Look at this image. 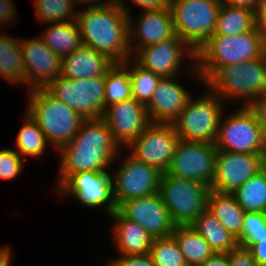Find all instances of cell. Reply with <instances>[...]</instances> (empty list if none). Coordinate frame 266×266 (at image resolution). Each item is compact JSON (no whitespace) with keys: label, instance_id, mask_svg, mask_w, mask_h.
Returning a JSON list of instances; mask_svg holds the SVG:
<instances>
[{"label":"cell","instance_id":"74e56055","mask_svg":"<svg viewBox=\"0 0 266 266\" xmlns=\"http://www.w3.org/2000/svg\"><path fill=\"white\" fill-rule=\"evenodd\" d=\"M107 262L108 266H155L150 253L118 256Z\"/></svg>","mask_w":266,"mask_h":266},{"label":"cell","instance_id":"7c38bea8","mask_svg":"<svg viewBox=\"0 0 266 266\" xmlns=\"http://www.w3.org/2000/svg\"><path fill=\"white\" fill-rule=\"evenodd\" d=\"M179 140L172 123H150L127 148L137 160L165 173Z\"/></svg>","mask_w":266,"mask_h":266},{"label":"cell","instance_id":"603a6c76","mask_svg":"<svg viewBox=\"0 0 266 266\" xmlns=\"http://www.w3.org/2000/svg\"><path fill=\"white\" fill-rule=\"evenodd\" d=\"M113 225V243L120 256L150 253L153 238L138 223L124 217L118 210L110 215Z\"/></svg>","mask_w":266,"mask_h":266},{"label":"cell","instance_id":"1f68e13d","mask_svg":"<svg viewBox=\"0 0 266 266\" xmlns=\"http://www.w3.org/2000/svg\"><path fill=\"white\" fill-rule=\"evenodd\" d=\"M132 59L134 58H129L123 63L129 70L132 98L147 106L161 76L142 68Z\"/></svg>","mask_w":266,"mask_h":266},{"label":"cell","instance_id":"b9f144b4","mask_svg":"<svg viewBox=\"0 0 266 266\" xmlns=\"http://www.w3.org/2000/svg\"><path fill=\"white\" fill-rule=\"evenodd\" d=\"M249 107L255 112L258 122L266 136V94L255 99Z\"/></svg>","mask_w":266,"mask_h":266},{"label":"cell","instance_id":"e0dca14e","mask_svg":"<svg viewBox=\"0 0 266 266\" xmlns=\"http://www.w3.org/2000/svg\"><path fill=\"white\" fill-rule=\"evenodd\" d=\"M25 85L28 90L46 88L61 74L62 58L54 53L40 37L20 38Z\"/></svg>","mask_w":266,"mask_h":266},{"label":"cell","instance_id":"5b68a950","mask_svg":"<svg viewBox=\"0 0 266 266\" xmlns=\"http://www.w3.org/2000/svg\"><path fill=\"white\" fill-rule=\"evenodd\" d=\"M27 112L44 132L48 142L60 150L80 129L85 118L45 88L28 92Z\"/></svg>","mask_w":266,"mask_h":266},{"label":"cell","instance_id":"4dcf8cb0","mask_svg":"<svg viewBox=\"0 0 266 266\" xmlns=\"http://www.w3.org/2000/svg\"><path fill=\"white\" fill-rule=\"evenodd\" d=\"M24 121L25 124L19 130L15 140L16 152L25 160H27V156L35 158L44 155L48 143L44 132L27 111Z\"/></svg>","mask_w":266,"mask_h":266},{"label":"cell","instance_id":"7a4b0ae2","mask_svg":"<svg viewBox=\"0 0 266 266\" xmlns=\"http://www.w3.org/2000/svg\"><path fill=\"white\" fill-rule=\"evenodd\" d=\"M82 44L105 55L114 63L132 58L127 11L116 0L100 7L77 10Z\"/></svg>","mask_w":266,"mask_h":266},{"label":"cell","instance_id":"c3c4849f","mask_svg":"<svg viewBox=\"0 0 266 266\" xmlns=\"http://www.w3.org/2000/svg\"><path fill=\"white\" fill-rule=\"evenodd\" d=\"M72 2H73V5L74 6H77V4L78 5H80V4H83V5L84 4H87V5H89L87 8L100 7V6H102V5L105 4L104 2L101 3L100 0H72Z\"/></svg>","mask_w":266,"mask_h":266},{"label":"cell","instance_id":"8fae6325","mask_svg":"<svg viewBox=\"0 0 266 266\" xmlns=\"http://www.w3.org/2000/svg\"><path fill=\"white\" fill-rule=\"evenodd\" d=\"M217 151L214 143L179 140L165 173L180 179L197 180L211 187Z\"/></svg>","mask_w":266,"mask_h":266},{"label":"cell","instance_id":"f1b7e54d","mask_svg":"<svg viewBox=\"0 0 266 266\" xmlns=\"http://www.w3.org/2000/svg\"><path fill=\"white\" fill-rule=\"evenodd\" d=\"M256 27L255 12L222 3L213 35H236L252 31Z\"/></svg>","mask_w":266,"mask_h":266},{"label":"cell","instance_id":"e575fe53","mask_svg":"<svg viewBox=\"0 0 266 266\" xmlns=\"http://www.w3.org/2000/svg\"><path fill=\"white\" fill-rule=\"evenodd\" d=\"M150 255L155 266H188L172 235L153 239Z\"/></svg>","mask_w":266,"mask_h":266},{"label":"cell","instance_id":"f546056e","mask_svg":"<svg viewBox=\"0 0 266 266\" xmlns=\"http://www.w3.org/2000/svg\"><path fill=\"white\" fill-rule=\"evenodd\" d=\"M232 194L245 212L266 213V174L259 171Z\"/></svg>","mask_w":266,"mask_h":266},{"label":"cell","instance_id":"5bb4252c","mask_svg":"<svg viewBox=\"0 0 266 266\" xmlns=\"http://www.w3.org/2000/svg\"><path fill=\"white\" fill-rule=\"evenodd\" d=\"M65 197L74 195L87 207L102 206L110 216L118 208L113 195V180L108 171H86L72 174L57 190Z\"/></svg>","mask_w":266,"mask_h":266},{"label":"cell","instance_id":"7dc6e473","mask_svg":"<svg viewBox=\"0 0 266 266\" xmlns=\"http://www.w3.org/2000/svg\"><path fill=\"white\" fill-rule=\"evenodd\" d=\"M12 251L10 250V247L7 246H1L0 247V266H11V257H12Z\"/></svg>","mask_w":266,"mask_h":266},{"label":"cell","instance_id":"9a60e30c","mask_svg":"<svg viewBox=\"0 0 266 266\" xmlns=\"http://www.w3.org/2000/svg\"><path fill=\"white\" fill-rule=\"evenodd\" d=\"M134 54L137 59L134 61L139 66L161 77L178 76L186 56L196 62V52L177 35L155 45L138 49Z\"/></svg>","mask_w":266,"mask_h":266},{"label":"cell","instance_id":"f6af8a7d","mask_svg":"<svg viewBox=\"0 0 266 266\" xmlns=\"http://www.w3.org/2000/svg\"><path fill=\"white\" fill-rule=\"evenodd\" d=\"M200 266H230L229 253H214Z\"/></svg>","mask_w":266,"mask_h":266},{"label":"cell","instance_id":"277c9868","mask_svg":"<svg viewBox=\"0 0 266 266\" xmlns=\"http://www.w3.org/2000/svg\"><path fill=\"white\" fill-rule=\"evenodd\" d=\"M204 84L224 103L246 100L242 105L249 106L266 94V54L242 64L219 67Z\"/></svg>","mask_w":266,"mask_h":266},{"label":"cell","instance_id":"7bdbcfd3","mask_svg":"<svg viewBox=\"0 0 266 266\" xmlns=\"http://www.w3.org/2000/svg\"><path fill=\"white\" fill-rule=\"evenodd\" d=\"M130 2L143 11L169 9L171 4V0H130Z\"/></svg>","mask_w":266,"mask_h":266},{"label":"cell","instance_id":"7402d4cb","mask_svg":"<svg viewBox=\"0 0 266 266\" xmlns=\"http://www.w3.org/2000/svg\"><path fill=\"white\" fill-rule=\"evenodd\" d=\"M114 65L105 55L82 45L79 49L62 57L61 76L70 79H87L106 76Z\"/></svg>","mask_w":266,"mask_h":266},{"label":"cell","instance_id":"bcb514c9","mask_svg":"<svg viewBox=\"0 0 266 266\" xmlns=\"http://www.w3.org/2000/svg\"><path fill=\"white\" fill-rule=\"evenodd\" d=\"M224 4L247 8L251 11H256L259 0H221Z\"/></svg>","mask_w":266,"mask_h":266},{"label":"cell","instance_id":"cb8c5ba5","mask_svg":"<svg viewBox=\"0 0 266 266\" xmlns=\"http://www.w3.org/2000/svg\"><path fill=\"white\" fill-rule=\"evenodd\" d=\"M191 226L204 238L215 253H229L239 246L237 238L208 209Z\"/></svg>","mask_w":266,"mask_h":266},{"label":"cell","instance_id":"681fc988","mask_svg":"<svg viewBox=\"0 0 266 266\" xmlns=\"http://www.w3.org/2000/svg\"><path fill=\"white\" fill-rule=\"evenodd\" d=\"M262 171L266 174V151L262 156Z\"/></svg>","mask_w":266,"mask_h":266},{"label":"cell","instance_id":"d6986e66","mask_svg":"<svg viewBox=\"0 0 266 266\" xmlns=\"http://www.w3.org/2000/svg\"><path fill=\"white\" fill-rule=\"evenodd\" d=\"M116 1L127 11L129 46L131 53H133L132 56L138 49L155 45L163 40L176 36L170 8L143 11L135 20L137 22H134L130 11L124 5L125 2L123 3V0ZM132 43L134 44L132 45Z\"/></svg>","mask_w":266,"mask_h":266},{"label":"cell","instance_id":"30bf717a","mask_svg":"<svg viewBox=\"0 0 266 266\" xmlns=\"http://www.w3.org/2000/svg\"><path fill=\"white\" fill-rule=\"evenodd\" d=\"M105 78L70 79L59 75L45 89L85 119L101 118L105 111Z\"/></svg>","mask_w":266,"mask_h":266},{"label":"cell","instance_id":"4fadbf2b","mask_svg":"<svg viewBox=\"0 0 266 266\" xmlns=\"http://www.w3.org/2000/svg\"><path fill=\"white\" fill-rule=\"evenodd\" d=\"M114 173L113 195L117 208L125 201L158 193L162 172L127 155Z\"/></svg>","mask_w":266,"mask_h":266},{"label":"cell","instance_id":"f35d334b","mask_svg":"<svg viewBox=\"0 0 266 266\" xmlns=\"http://www.w3.org/2000/svg\"><path fill=\"white\" fill-rule=\"evenodd\" d=\"M229 261L230 266H259L251 252L241 246L229 252Z\"/></svg>","mask_w":266,"mask_h":266},{"label":"cell","instance_id":"836d02e7","mask_svg":"<svg viewBox=\"0 0 266 266\" xmlns=\"http://www.w3.org/2000/svg\"><path fill=\"white\" fill-rule=\"evenodd\" d=\"M33 2L40 22L52 24L76 20L78 11L74 8L72 0H34Z\"/></svg>","mask_w":266,"mask_h":266},{"label":"cell","instance_id":"d590c367","mask_svg":"<svg viewBox=\"0 0 266 266\" xmlns=\"http://www.w3.org/2000/svg\"><path fill=\"white\" fill-rule=\"evenodd\" d=\"M266 236V213L246 212L238 243H259Z\"/></svg>","mask_w":266,"mask_h":266},{"label":"cell","instance_id":"44dd1931","mask_svg":"<svg viewBox=\"0 0 266 266\" xmlns=\"http://www.w3.org/2000/svg\"><path fill=\"white\" fill-rule=\"evenodd\" d=\"M176 76L161 77L146 106L150 123H172L192 97L183 85L175 82Z\"/></svg>","mask_w":266,"mask_h":266},{"label":"cell","instance_id":"ab89813d","mask_svg":"<svg viewBox=\"0 0 266 266\" xmlns=\"http://www.w3.org/2000/svg\"><path fill=\"white\" fill-rule=\"evenodd\" d=\"M247 248L259 266H266V236L259 239V243H238Z\"/></svg>","mask_w":266,"mask_h":266},{"label":"cell","instance_id":"60d3db41","mask_svg":"<svg viewBox=\"0 0 266 266\" xmlns=\"http://www.w3.org/2000/svg\"><path fill=\"white\" fill-rule=\"evenodd\" d=\"M16 6L13 4L11 0H0V27L3 25L9 26L11 22H14V18L16 17ZM10 22V23H9Z\"/></svg>","mask_w":266,"mask_h":266},{"label":"cell","instance_id":"8992f818","mask_svg":"<svg viewBox=\"0 0 266 266\" xmlns=\"http://www.w3.org/2000/svg\"><path fill=\"white\" fill-rule=\"evenodd\" d=\"M221 0H171L175 34L195 52L214 34Z\"/></svg>","mask_w":266,"mask_h":266},{"label":"cell","instance_id":"3957f363","mask_svg":"<svg viewBox=\"0 0 266 266\" xmlns=\"http://www.w3.org/2000/svg\"><path fill=\"white\" fill-rule=\"evenodd\" d=\"M265 49L266 35L257 26L246 33L212 35L196 52L192 76L204 83L219 67L255 60Z\"/></svg>","mask_w":266,"mask_h":266},{"label":"cell","instance_id":"ac0fdd59","mask_svg":"<svg viewBox=\"0 0 266 266\" xmlns=\"http://www.w3.org/2000/svg\"><path fill=\"white\" fill-rule=\"evenodd\" d=\"M262 156L263 154L217 151L211 190L233 193L262 170Z\"/></svg>","mask_w":266,"mask_h":266},{"label":"cell","instance_id":"8d00e7d4","mask_svg":"<svg viewBox=\"0 0 266 266\" xmlns=\"http://www.w3.org/2000/svg\"><path fill=\"white\" fill-rule=\"evenodd\" d=\"M24 160L16 151L0 150V179L12 180L17 178L24 167Z\"/></svg>","mask_w":266,"mask_h":266},{"label":"cell","instance_id":"ba28073f","mask_svg":"<svg viewBox=\"0 0 266 266\" xmlns=\"http://www.w3.org/2000/svg\"><path fill=\"white\" fill-rule=\"evenodd\" d=\"M223 112L215 140L218 151L264 154L266 136L255 112L249 106H241L227 116Z\"/></svg>","mask_w":266,"mask_h":266},{"label":"cell","instance_id":"d6a6232c","mask_svg":"<svg viewBox=\"0 0 266 266\" xmlns=\"http://www.w3.org/2000/svg\"><path fill=\"white\" fill-rule=\"evenodd\" d=\"M132 98L131 79L128 68L123 63H114L105 78L104 106Z\"/></svg>","mask_w":266,"mask_h":266},{"label":"cell","instance_id":"6da1fadb","mask_svg":"<svg viewBox=\"0 0 266 266\" xmlns=\"http://www.w3.org/2000/svg\"><path fill=\"white\" fill-rule=\"evenodd\" d=\"M120 145L102 118L85 119L71 141L60 150L57 189L75 173L107 171L117 159Z\"/></svg>","mask_w":266,"mask_h":266},{"label":"cell","instance_id":"2e32d148","mask_svg":"<svg viewBox=\"0 0 266 266\" xmlns=\"http://www.w3.org/2000/svg\"><path fill=\"white\" fill-rule=\"evenodd\" d=\"M117 210L153 239L171 236L176 227L159 193L127 200Z\"/></svg>","mask_w":266,"mask_h":266},{"label":"cell","instance_id":"ffe728a7","mask_svg":"<svg viewBox=\"0 0 266 266\" xmlns=\"http://www.w3.org/2000/svg\"><path fill=\"white\" fill-rule=\"evenodd\" d=\"M101 118L120 147H128L150 124L146 106L133 98L107 106Z\"/></svg>","mask_w":266,"mask_h":266},{"label":"cell","instance_id":"9c48e42d","mask_svg":"<svg viewBox=\"0 0 266 266\" xmlns=\"http://www.w3.org/2000/svg\"><path fill=\"white\" fill-rule=\"evenodd\" d=\"M224 106V102L210 90L196 99L191 97L172 122L179 139L215 143Z\"/></svg>","mask_w":266,"mask_h":266},{"label":"cell","instance_id":"83f0119b","mask_svg":"<svg viewBox=\"0 0 266 266\" xmlns=\"http://www.w3.org/2000/svg\"><path fill=\"white\" fill-rule=\"evenodd\" d=\"M20 39L0 34V77L12 84H25Z\"/></svg>","mask_w":266,"mask_h":266},{"label":"cell","instance_id":"ee69618b","mask_svg":"<svg viewBox=\"0 0 266 266\" xmlns=\"http://www.w3.org/2000/svg\"><path fill=\"white\" fill-rule=\"evenodd\" d=\"M256 26L266 35V0H259L255 11Z\"/></svg>","mask_w":266,"mask_h":266},{"label":"cell","instance_id":"d4e9b609","mask_svg":"<svg viewBox=\"0 0 266 266\" xmlns=\"http://www.w3.org/2000/svg\"><path fill=\"white\" fill-rule=\"evenodd\" d=\"M207 209L239 240L246 212L232 193L210 190Z\"/></svg>","mask_w":266,"mask_h":266},{"label":"cell","instance_id":"4316f807","mask_svg":"<svg viewBox=\"0 0 266 266\" xmlns=\"http://www.w3.org/2000/svg\"><path fill=\"white\" fill-rule=\"evenodd\" d=\"M172 236L176 239L188 266H200L215 253L191 225H176Z\"/></svg>","mask_w":266,"mask_h":266},{"label":"cell","instance_id":"52a82bcc","mask_svg":"<svg viewBox=\"0 0 266 266\" xmlns=\"http://www.w3.org/2000/svg\"><path fill=\"white\" fill-rule=\"evenodd\" d=\"M211 188L162 173L158 193L176 225H191L208 206Z\"/></svg>","mask_w":266,"mask_h":266},{"label":"cell","instance_id":"484cf974","mask_svg":"<svg viewBox=\"0 0 266 266\" xmlns=\"http://www.w3.org/2000/svg\"><path fill=\"white\" fill-rule=\"evenodd\" d=\"M54 53L61 58L79 49L82 44L80 29L76 20L63 23H50L39 35Z\"/></svg>","mask_w":266,"mask_h":266}]
</instances>
